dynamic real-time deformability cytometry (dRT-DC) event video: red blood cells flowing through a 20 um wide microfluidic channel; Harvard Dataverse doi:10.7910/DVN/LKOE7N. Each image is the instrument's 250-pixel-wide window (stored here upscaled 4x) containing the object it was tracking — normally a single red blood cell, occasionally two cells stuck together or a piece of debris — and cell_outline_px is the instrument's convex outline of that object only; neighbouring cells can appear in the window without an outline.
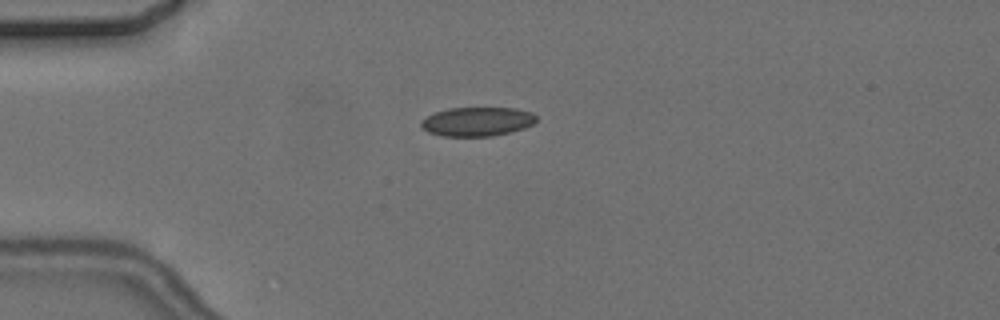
{"species": "common noctule bat (a hibernating species)", "species_latin": "Nyctalus noctula", "temperature_condition": "cold", "stored_images_in_passage": 6, "camera_frame_rate_fps": 3000, "um_per_image_px": 0.085, "animal": {"sex": "female", "body_mass_g": 24.6, "forearm_length_mm": 56.2}, "frame": {"image": 1, "passage_image": 3, "time_ms": 2.333, "image_size_px": [1000, 320], "cell_outline_px": [[536, 120], [532, 124], [524, 128], [492, 136], [440, 136], [428, 132], [420, 128], [420, 120], [436, 112], [448, 108], [516, 108], [532, 112], [536, 116]], "centroid_in_image_um": [40.52, 10.33], "position_along_channel_um": 44.5, "area_um2": 19.54}}
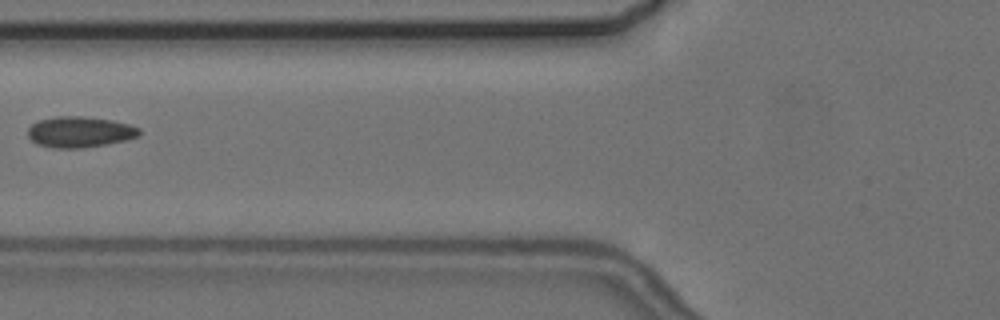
{"frame": {"image": 2, "passage_image": 5, "time_ms": 5.0, "image_size_px": [1000, 320], "cell_outline_px": [[140, 136], [128, 140], [108, 144], [84, 148], [56, 148], [36, 144], [28, 136], [28, 128], [32, 124], [40, 120], [56, 116], [84, 116], [112, 120], [128, 124], [140, 128]], "centroid_in_image_um": [6.81, 11.22], "position_along_channel_um": 119.0, "area_um2": 20.23}}
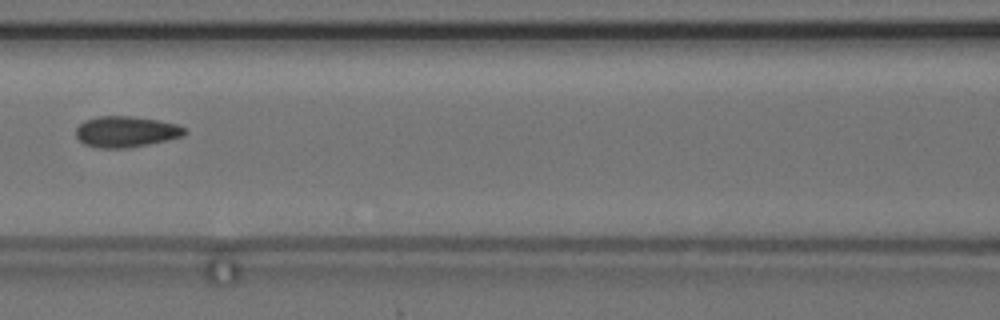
{"frame": {"image": 3, "passage_image": 6, "time_ms": 6.0, "image_size_px": [1000, 320], "cell_outline_px": [[188, 132], [184, 136], [168, 140], [128, 148], [100, 148], [84, 144], [76, 136], [76, 128], [84, 120], [96, 116], [132, 116], [156, 120], [176, 124], [184, 128]], "centroid_in_image_um": [10.7, 11.19], "position_along_channel_um": 155.9, "area_um2": 19.65}}